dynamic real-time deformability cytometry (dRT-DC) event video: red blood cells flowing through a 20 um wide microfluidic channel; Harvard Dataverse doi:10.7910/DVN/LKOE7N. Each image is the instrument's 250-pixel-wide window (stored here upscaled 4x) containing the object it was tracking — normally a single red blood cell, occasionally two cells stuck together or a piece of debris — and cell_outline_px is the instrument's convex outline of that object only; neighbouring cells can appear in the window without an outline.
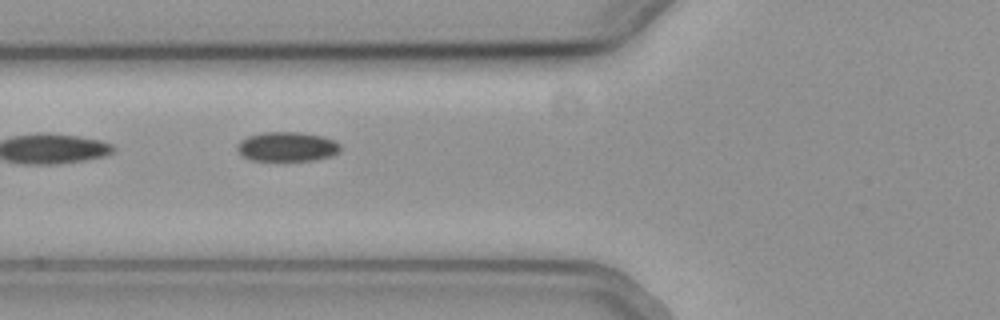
{"species": "common noctule bat (a hibernating species)", "species_latin": "Nyctalus noctula", "temperature_condition": "cold", "stored_images_in_passage": 9, "camera_frame_rate_fps": 3000, "um_per_image_px": 0.085, "animal": {"sex": "female", "body_mass_g": 19.3, "forearm_length_mm": 54.1}, "frame": {"image": 1, "passage_image": 3, "time_ms": 0.667, "image_size_px": [1000, 320], "cell_outline_px": [[340, 152], [332, 156], [316, 160], [252, 160], [244, 156], [236, 148], [236, 144], [240, 140], [248, 136], [264, 132], [300, 132], [324, 136], [340, 144]], "centroid_in_image_um": [24.42, 12.46], "position_along_channel_um": 101.4, "area_um2": 17.74}}